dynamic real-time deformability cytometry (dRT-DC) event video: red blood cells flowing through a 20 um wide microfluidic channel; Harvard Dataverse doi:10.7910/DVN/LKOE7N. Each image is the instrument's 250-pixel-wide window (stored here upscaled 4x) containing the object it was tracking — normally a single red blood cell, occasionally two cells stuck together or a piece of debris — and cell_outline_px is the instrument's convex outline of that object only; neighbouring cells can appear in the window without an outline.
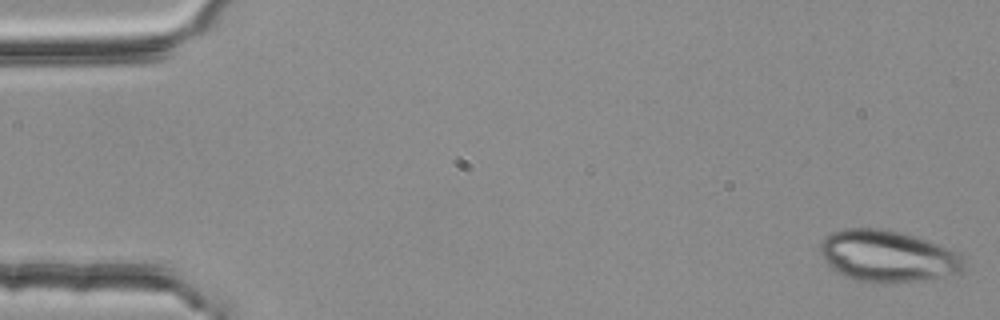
{"species": "common noctule bat (a hibernating species)", "species_latin": "Nyctalus noctula", "temperature_condition": "room temperature", "stored_images_in_passage": 4, "camera_frame_rate_fps": 3000, "um_per_image_px": 0.085, "animal": {"sex": "female", "body_mass_g": 25.1}, "frame": {"image": 1, "passage_image": 1, "time_ms": 0.0, "image_size_px": [1000, 320], "cell_outline_px": [[968, 264], [964, 272], [948, 280], [852, 280], [836, 272], [824, 260], [820, 252], [820, 244], [824, 236], [844, 228], [888, 228], [936, 244], [960, 256]], "centroid_in_image_um": [75.49, 21.77], "position_along_channel_um": 9.5, "area_um2": 43.06}}